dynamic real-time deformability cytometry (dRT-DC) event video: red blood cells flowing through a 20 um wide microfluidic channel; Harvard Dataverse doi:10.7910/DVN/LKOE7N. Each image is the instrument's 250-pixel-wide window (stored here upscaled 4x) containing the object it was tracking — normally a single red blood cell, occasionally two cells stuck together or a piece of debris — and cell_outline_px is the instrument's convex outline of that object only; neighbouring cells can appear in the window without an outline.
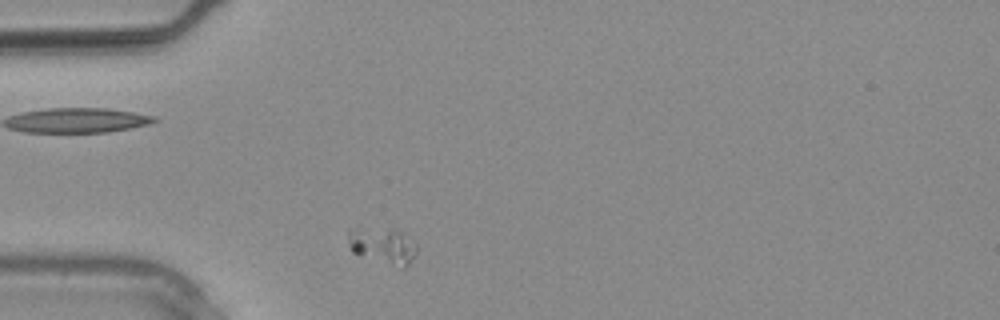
{"species": "common noctule bat (a hibernating species)", "species_latin": "Nyctalus noctula", "temperature_condition": "warm", "stored_images_in_passage": 23, "camera_frame_rate_fps": 3000, "um_per_image_px": 0.085, "animal": {"sex": "male", "body_mass_g": 20.4}, "frame": {"image": 1, "passage_image": 1, "time_ms": 0.0, "image_size_px": [1000, 320], "cell_outline_px": [[416, 252], [412, 260], [404, 268], [400, 268], [360, 256], [352, 252], [348, 244], [348, 228], [392, 228], [400, 232], [416, 244]], "centroid_in_image_um": [32.49, 20.88], "position_along_channel_um": 52.5, "area_um2": 14.68}}
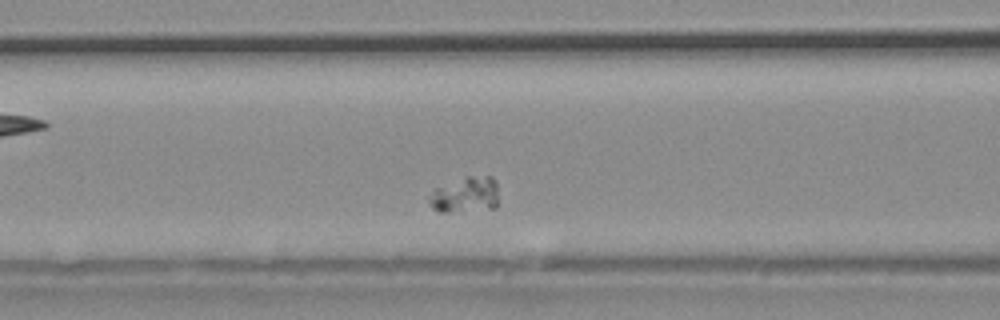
{"frame": {"image": 2, "passage_image": 5, "time_ms": 1.333, "image_size_px": [1000, 320], "cell_outline_px": [[496, 208], [448, 212], [436, 212], [432, 208], [428, 200], [428, 196], [436, 188], [464, 176], [492, 176], [496, 180]], "centroid_in_image_um": [39.52, 16.56], "position_along_channel_um": 127.1, "area_um2": 14.51}}
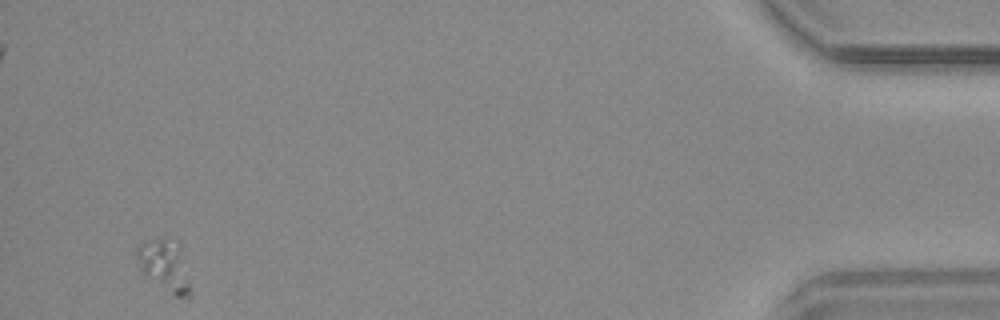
{"frame": {"image": 3, "passage_image": 22, "time_ms": 7.0, "image_size_px": [1000, 320], "cell_outline_px": [[192, 292], [188, 300], [176, 296], [144, 276], [140, 272], [136, 256], [136, 248], [144, 240], [164, 240], [180, 244]], "centroid_in_image_um": [13.99, 22.63], "position_along_channel_um": 421.2, "area_um2": 16.07}}